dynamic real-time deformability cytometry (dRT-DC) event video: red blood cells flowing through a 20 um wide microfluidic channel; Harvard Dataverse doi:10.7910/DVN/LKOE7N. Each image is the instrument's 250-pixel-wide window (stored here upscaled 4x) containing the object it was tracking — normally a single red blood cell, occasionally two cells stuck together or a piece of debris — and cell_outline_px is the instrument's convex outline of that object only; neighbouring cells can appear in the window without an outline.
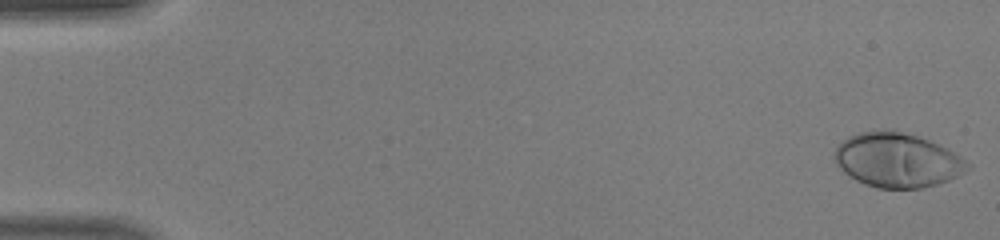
{"species": "human", "species_latin": "Homo sapiens", "temperature_condition": "warm", "stored_images_in_passage": 46, "camera_frame_rate_fps": 3000, "um_per_image_px": 0.085, "donor": {"sex": "male"}, "frame": {"image": 1, "passage_image": 1, "time_ms": 0.0, "image_size_px": [1000, 240], "cell_outline_px": [[972, 168], [948, 180], [924, 188], [876, 188], [864, 184], [848, 176], [836, 164], [832, 156], [836, 148], [848, 136], [860, 132], [900, 132], [916, 136], [928, 140], [960, 156], [972, 164]], "centroid_in_image_um": [76.25, 13.65], "position_along_channel_um": 8.7, "area_um2": 41.56}}
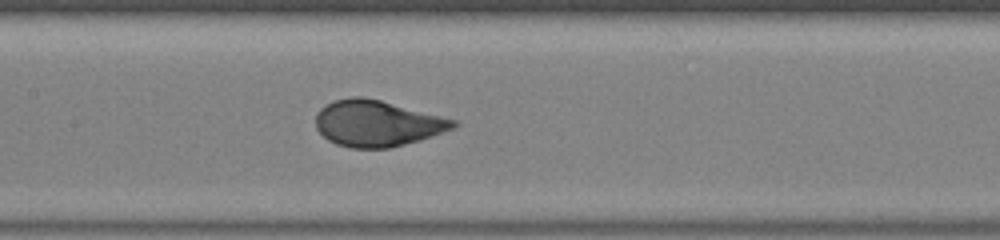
{"frame": {"image": 2, "passage_image": 23, "time_ms": 7.333, "image_size_px": [1000, 240], "cell_outline_px": [[460, 124], [456, 128], [420, 140], [388, 148], [352, 148], [336, 144], [328, 140], [316, 128], [316, 112], [320, 108], [332, 100], [352, 96], [360, 96], [380, 100], [460, 120]], "centroid_in_image_um": [32.09, 10.48], "position_along_channel_um": 175.3, "area_um2": 37.34}}
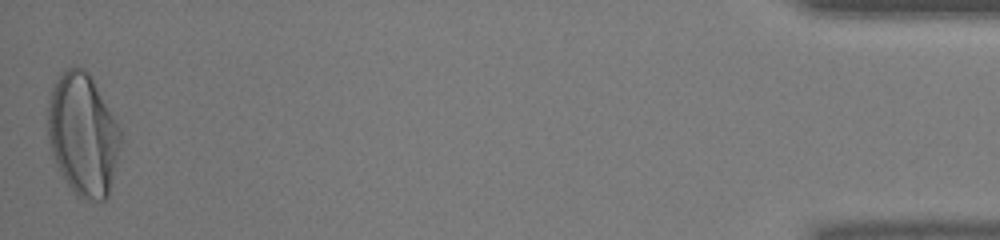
{"frame": {"image": 3, "passage_image": 46, "time_ms": 15.0, "image_size_px": [1000, 240], "cell_outline_px": [[120, 144], [112, 180], [108, 196], [104, 200], [84, 200], [76, 196], [68, 184], [56, 164], [48, 140], [48, 100], [52, 88], [56, 80], [68, 68], [84, 68], [92, 76], [120, 128]], "centroid_in_image_um": [7.04, 11.44], "position_along_channel_um": 428.2, "area_um2": 51.5}, "authors_computed_cell_mechanics": {"area_um2": 38.1191, "velocity_mm_per_s": 4.4557, "shape_relaxation_time_tau1_ms": 3.1853, "shape_relaxation_time_tau2_ms": null, "deformation_change_tau1": 0.2152, "deformation_change_tau2": null}}